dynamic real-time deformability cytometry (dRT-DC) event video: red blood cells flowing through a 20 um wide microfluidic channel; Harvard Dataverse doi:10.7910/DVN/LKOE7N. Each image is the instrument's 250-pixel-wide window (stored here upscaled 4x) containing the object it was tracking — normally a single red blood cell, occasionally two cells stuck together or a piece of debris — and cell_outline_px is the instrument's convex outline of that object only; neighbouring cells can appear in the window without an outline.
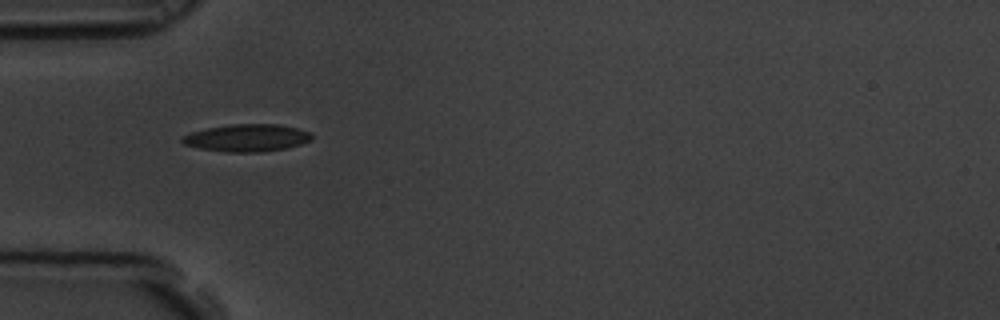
{"species": "common noctule bat (a hibernating species)", "species_latin": "Nyctalus noctula", "temperature_condition": "room temperature", "stored_images_in_passage": 40, "camera_frame_rate_fps": 3000, "um_per_image_px": 0.085, "animal": {"sex": "male", "body_mass_g": 19.5, "forearm_length_mm": 54.6}, "frame": {"image": 1, "passage_image": 1, "time_ms": 0.0, "image_size_px": [1000, 320], "cell_outline_px": [[312, 140], [300, 144], [284, 148], [264, 152], [224, 152], [200, 148], [184, 144], [180, 140], [184, 136], [192, 132], [208, 128], [232, 124], [276, 124], [296, 128], [312, 132]], "centroid_in_image_um": [21.01, 11.72], "position_along_channel_um": 64.0, "area_um2": 20.52}}
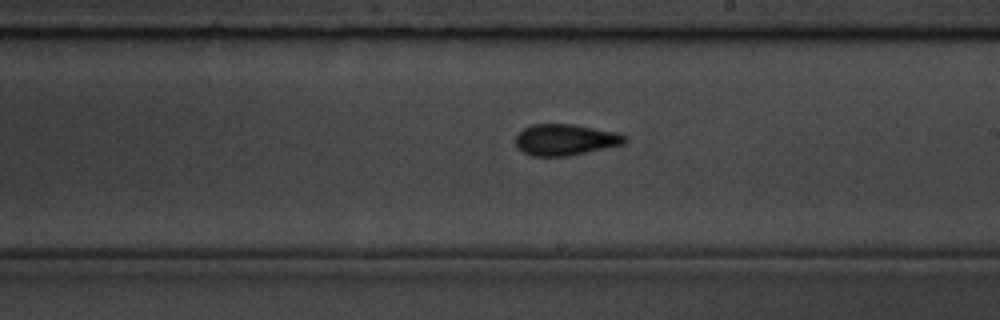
{"frame": {"image": 2, "passage_image": 16, "time_ms": 5.0, "image_size_px": [1000, 320], "cell_outline_px": [[628, 140], [624, 144], [568, 156], [532, 156], [524, 152], [516, 144], [516, 136], [524, 128], [532, 124], [572, 124], [616, 132], [628, 136]], "centroid_in_image_um": [48.08, 11.87], "position_along_channel_um": 240.9, "area_um2": 19.77}}
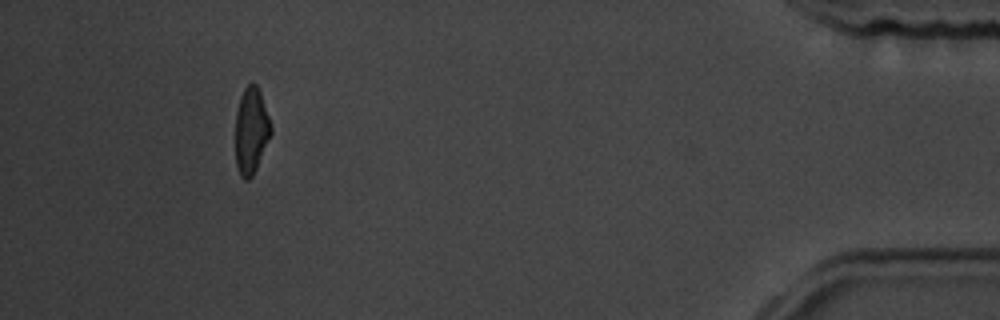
{"frame": {"image": 3, "passage_image": 36, "time_ms": 11.667, "image_size_px": [1000, 320], "cell_outline_px": [[272, 132], [256, 168], [252, 176], [248, 180], [244, 180], [240, 176], [236, 164], [236, 112], [240, 96], [244, 88], [252, 80], [256, 84], [260, 92], [272, 128]], "centroid_in_image_um": [21.34, 11.09], "position_along_channel_um": 413.9, "area_um2": 17.74}, "authors_computed_cell_mechanics": {"area_um2": 19.074, "velocity_mm_per_s": 3.5526, "shape_relaxation_time_tau1_ms": 3.5592, "shape_relaxation_time_tau2_ms": 2.1136, "deformation_change_tau1": 0.1416, "deformation_change_tau2": 0.1049}}